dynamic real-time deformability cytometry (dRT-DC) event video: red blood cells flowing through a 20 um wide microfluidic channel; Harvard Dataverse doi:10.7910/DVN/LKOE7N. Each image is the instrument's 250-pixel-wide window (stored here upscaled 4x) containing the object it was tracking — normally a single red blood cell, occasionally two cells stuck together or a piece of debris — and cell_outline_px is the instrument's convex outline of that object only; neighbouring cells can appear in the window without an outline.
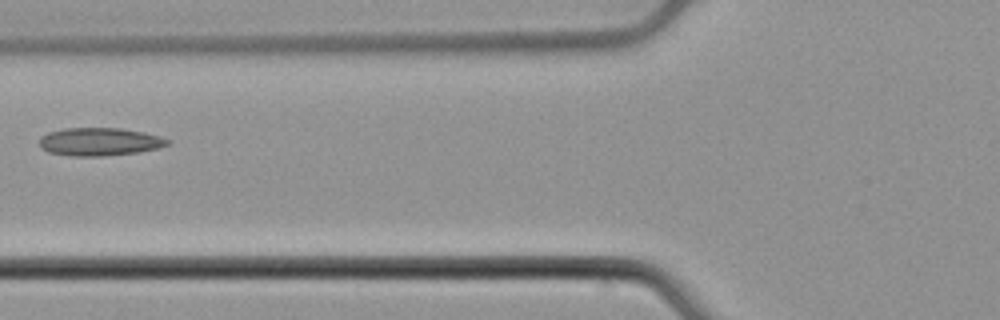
{"species": "common noctule bat (a hibernating species)", "species_latin": "Nyctalus noctula", "temperature_condition": "cold", "stored_images_in_passage": 6, "camera_frame_rate_fps": 3000, "um_per_image_px": 0.085, "animal": {"sex": "male", "body_mass_g": 21.5, "forearm_length_mm": 52.0}, "frame": {"image": 1, "passage_image": 6, "time_ms": 1.667, "image_size_px": [1000, 320], "cell_outline_px": [[172, 140], [168, 144], [156, 148], [140, 152], [104, 156], [72, 156], [48, 152], [40, 148], [40, 136], [48, 132], [64, 128], [120, 128], [144, 132], [160, 136]], "centroid_in_image_um": [8.45, 12.04], "position_along_channel_um": 117.3, "area_um2": 21.04}}